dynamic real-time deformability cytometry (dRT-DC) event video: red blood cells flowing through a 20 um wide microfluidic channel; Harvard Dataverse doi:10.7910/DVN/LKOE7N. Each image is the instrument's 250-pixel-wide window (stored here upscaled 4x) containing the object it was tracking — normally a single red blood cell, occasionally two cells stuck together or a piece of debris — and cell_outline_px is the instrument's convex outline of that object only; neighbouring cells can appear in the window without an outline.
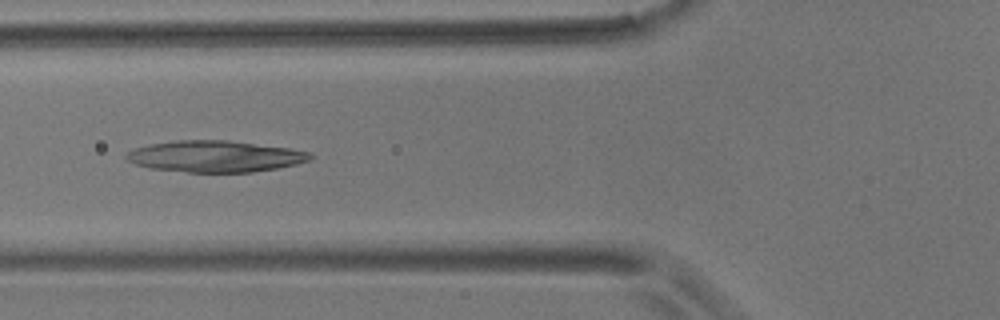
{"species": "common noctule bat (a hibernating species)", "species_latin": "Nyctalus noctula", "temperature_condition": "room temperature", "stored_images_in_passage": 13, "camera_frame_rate_fps": 3000, "um_per_image_px": 0.085, "animal": {"sex": "male", "body_mass_g": 17.9}, "frame": {"image": 1, "passage_image": 4, "time_ms": 4.333, "image_size_px": [1000, 320], "cell_outline_px": [[312, 160], [296, 164], [276, 168], [252, 172], [188, 172], [148, 168], [136, 164], [128, 160], [124, 156], [132, 148], [152, 144], [176, 140], [228, 140], [288, 148], [308, 152], [312, 156]], "centroid_in_image_um": [18.26, 13.29], "position_along_channel_um": 107.5, "area_um2": 33.52}}
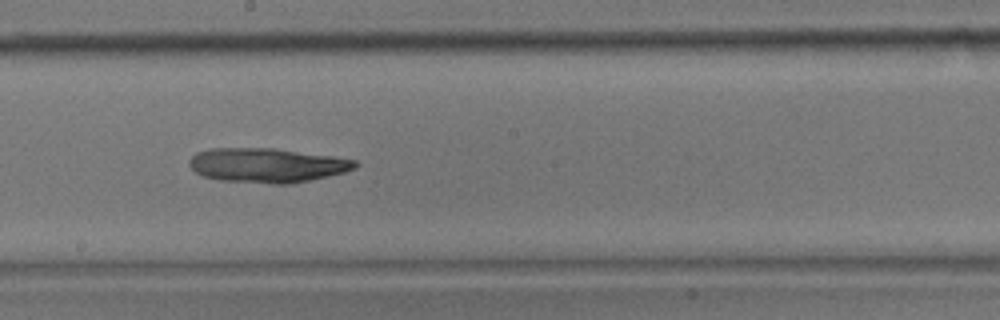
{"frame": {"image": 2, "passage_image": 7, "time_ms": 7.667, "image_size_px": [1000, 320], "cell_outline_px": [[360, 164], [356, 168], [344, 172], [308, 180], [288, 184], [272, 184], [220, 180], [204, 176], [196, 172], [188, 164], [188, 160], [196, 152], [212, 148], [272, 148], [332, 156], [356, 160]], "centroid_in_image_um": [22.68, 14.04], "position_along_channel_um": 225.5, "area_um2": 33.12}}
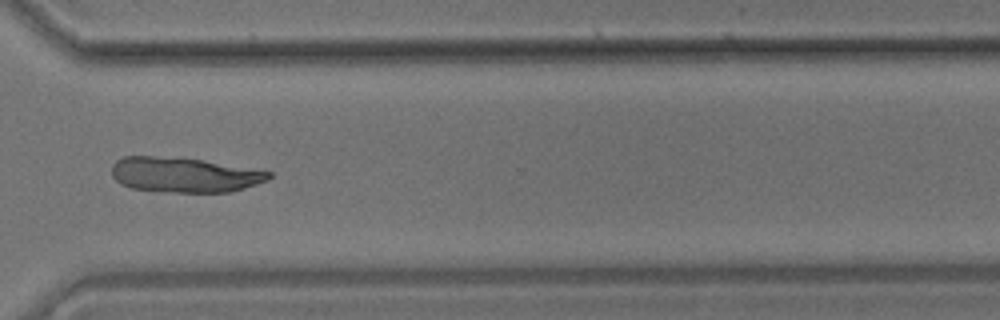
{"frame": {"image": 3, "passage_image": 10, "time_ms": 11.333, "image_size_px": [1000, 320], "cell_outline_px": [[272, 176], [268, 180], [244, 188], [228, 192], [168, 192], [132, 188], [120, 184], [112, 176], [112, 164], [116, 160], [124, 156], [156, 156], [200, 160], [272, 172]], "centroid_in_image_um": [15.62, 14.86], "position_along_channel_um": 355.0, "area_um2": 31.73}}